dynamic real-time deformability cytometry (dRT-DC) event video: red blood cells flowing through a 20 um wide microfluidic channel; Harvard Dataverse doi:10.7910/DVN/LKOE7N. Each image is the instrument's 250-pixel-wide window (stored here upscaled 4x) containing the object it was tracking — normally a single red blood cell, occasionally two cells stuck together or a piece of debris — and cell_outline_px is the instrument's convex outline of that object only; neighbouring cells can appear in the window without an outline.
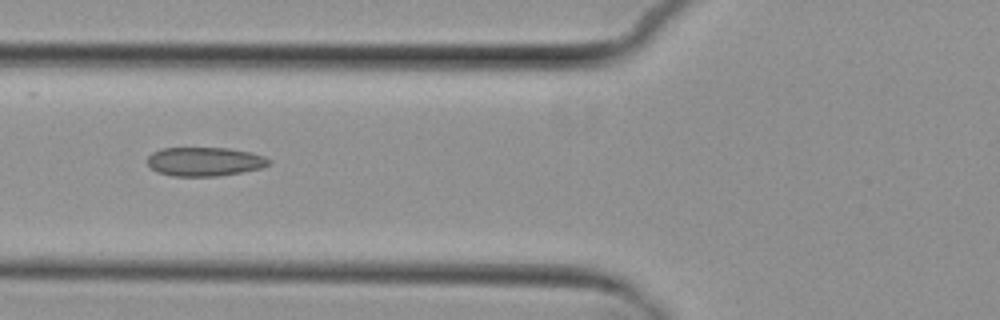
{"species": "common noctule bat (a hibernating species)", "species_latin": "Nyctalus noctula", "temperature_condition": "cold", "stored_images_in_passage": 7, "camera_frame_rate_fps": 3000, "um_per_image_px": 0.085, "animal": {"sex": "female", "body_mass_g": 29.2, "forearm_length_mm": 56.3}, "frame": {"image": 1, "passage_image": 5, "time_ms": 5.667, "image_size_px": [1000, 320], "cell_outline_px": [[272, 164], [264, 168], [220, 176], [172, 176], [156, 172], [148, 164], [148, 156], [152, 152], [164, 148], [228, 148], [252, 152], [264, 156], [272, 160]], "centroid_in_image_um": [17.46, 13.74], "position_along_channel_um": 108.3, "area_um2": 20.75}}
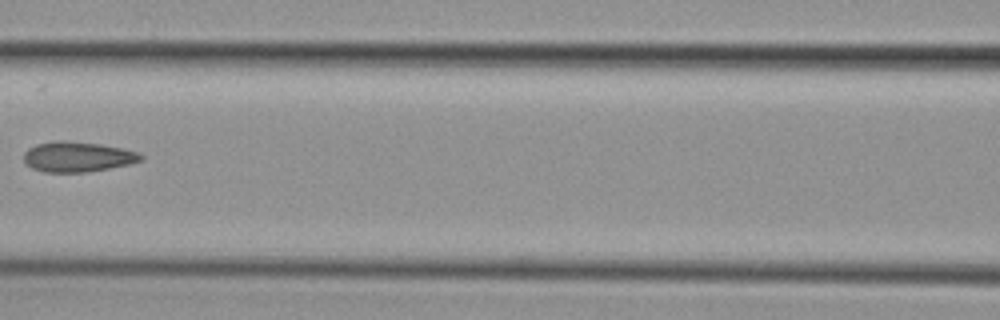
{"frame": {"image": 2, "passage_image": 6, "time_ms": 7.0, "image_size_px": [1000, 320], "cell_outline_px": [[144, 160], [128, 164], [88, 172], [44, 172], [32, 168], [24, 160], [24, 152], [28, 148], [36, 144], [56, 140], [64, 140], [100, 144], [124, 148], [140, 152], [144, 156]], "centroid_in_image_um": [6.62, 13.31], "position_along_channel_um": 160.0, "area_um2": 20.75}}
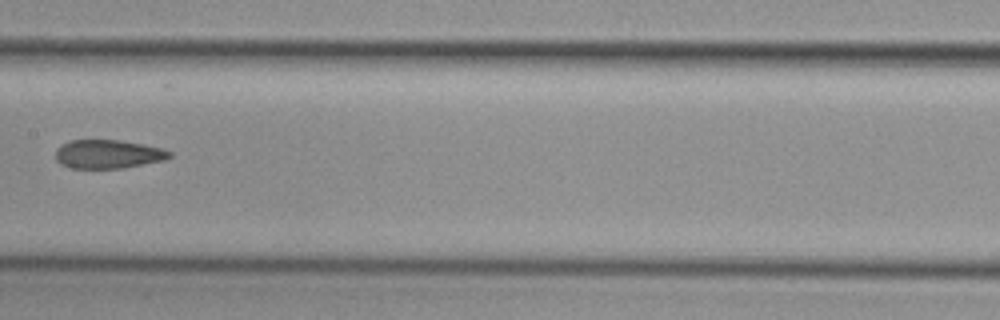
{"frame": {"image": 3, "passage_image": 7, "time_ms": 8.0, "image_size_px": [1000, 320], "cell_outline_px": [[172, 156], [164, 160], [124, 168], [68, 168], [60, 164], [56, 160], [56, 148], [60, 144], [72, 140], [120, 140], [144, 144], [164, 148], [172, 152]], "centroid_in_image_um": [9.19, 13.1], "position_along_channel_um": 198.2, "area_um2": 19.31}}